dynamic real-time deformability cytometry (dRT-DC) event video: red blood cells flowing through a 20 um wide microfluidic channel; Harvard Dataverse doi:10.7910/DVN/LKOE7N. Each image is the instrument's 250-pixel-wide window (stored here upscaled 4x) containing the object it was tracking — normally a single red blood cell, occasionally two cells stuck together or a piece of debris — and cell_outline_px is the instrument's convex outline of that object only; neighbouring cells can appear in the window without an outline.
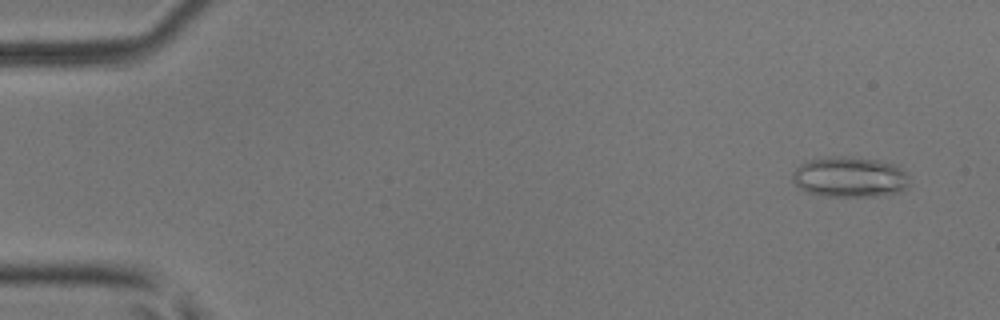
{"species": "common noctule bat (a hibernating species)", "species_latin": "Nyctalus noctula", "temperature_condition": "room temperature", "stored_images_in_passage": 11, "camera_frame_rate_fps": 3000, "um_per_image_px": 0.085, "animal": {"sex": "male", "body_mass_g": 17.9, "forearm_length_mm": 54.2}, "frame": {"image": 1, "passage_image": 4, "time_ms": 1.0, "image_size_px": [1000, 320], "cell_outline_px": [[908, 188], [900, 192], [884, 196], [824, 196], [808, 192], [800, 188], [792, 180], [792, 172], [800, 164], [808, 160], [828, 156], [844, 156], [876, 160], [900, 164], [908, 172]], "centroid_in_image_um": [72.28, 15.04], "position_along_channel_um": 12.7, "area_um2": 28.15}}